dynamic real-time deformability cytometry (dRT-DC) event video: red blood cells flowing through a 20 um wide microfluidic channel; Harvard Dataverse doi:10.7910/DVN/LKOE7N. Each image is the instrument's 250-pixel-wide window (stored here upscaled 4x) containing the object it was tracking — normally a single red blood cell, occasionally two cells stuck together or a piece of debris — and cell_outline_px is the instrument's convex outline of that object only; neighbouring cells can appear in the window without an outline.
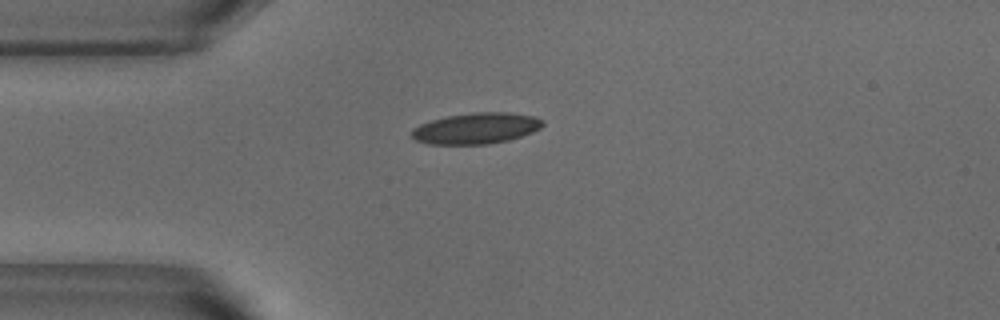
{"species": "common noctule bat (a hibernating species)", "species_latin": "Nyctalus noctula", "temperature_condition": "warm", "stored_images_in_passage": 40, "camera_frame_rate_fps": 3000, "um_per_image_px": 0.085, "animal": {"sex": "male", "body_mass_g": 18.8}, "frame": {"image": 1, "passage_image": 1, "time_ms": 0.0, "image_size_px": [1000, 320], "cell_outline_px": [[544, 124], [540, 128], [532, 132], [508, 140], [488, 144], [428, 144], [416, 140], [412, 136], [412, 128], [420, 124], [432, 120], [448, 116], [472, 112], [508, 112], [536, 116], [544, 120]], "centroid_in_image_um": [40.49, 10.9], "position_along_channel_um": 44.5, "area_um2": 23.7}}
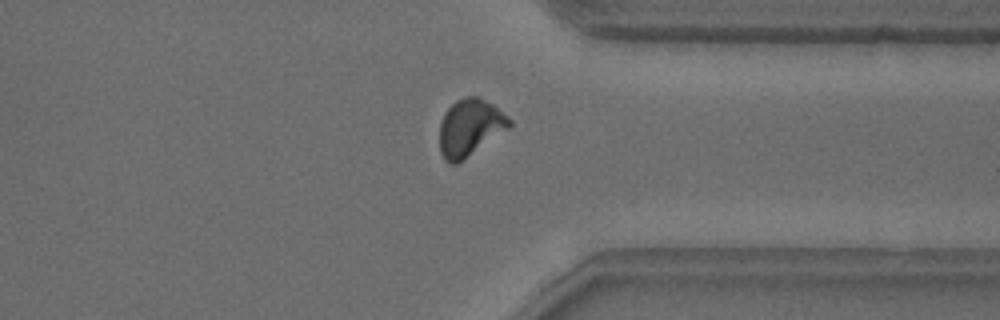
{"frame": {"image": 2, "passage_image": 28, "time_ms": 9.0, "image_size_px": [1000, 320], "cell_outline_px": [[512, 124], [508, 128], [456, 164], [448, 164], [444, 160], [440, 152], [440, 124], [444, 112], [456, 100], [464, 96], [476, 96], [492, 104], [508, 116], [512, 120]], "centroid_in_image_um": [39.91, 10.83], "position_along_channel_um": 371.5, "area_um2": 22.89}}
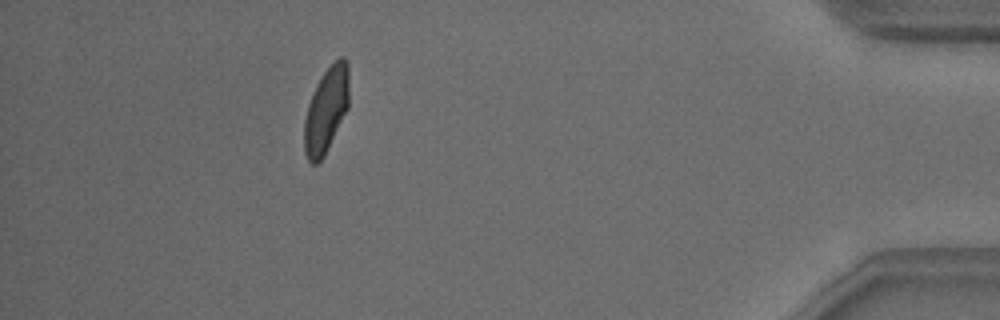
{"frame": {"image": 3, "passage_image": 35, "time_ms": 11.333, "image_size_px": [1000, 320], "cell_outline_px": [[348, 108], [324, 156], [316, 164], [312, 164], [308, 160], [304, 152], [304, 120], [308, 104], [316, 84], [324, 72], [340, 56], [344, 56], [348, 60]], "centroid_in_image_um": [27.72, 9.35], "position_along_channel_um": 407.5, "area_um2": 22.2}, "authors_computed_cell_mechanics": {"area_um2": 22.5998, "velocity_mm_per_s": 3.816, "shape_relaxation_time_tau1_ms": 2.9119, "shape_relaxation_time_tau2_ms": 0.8356, "deformation_change_tau1": 0.1255, "deformation_change_tau2": 0.0623}}